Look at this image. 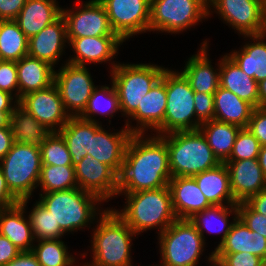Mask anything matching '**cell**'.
I'll return each instance as SVG.
<instances>
[{
	"label": "cell",
	"mask_w": 266,
	"mask_h": 266,
	"mask_svg": "<svg viewBox=\"0 0 266 266\" xmlns=\"http://www.w3.org/2000/svg\"><path fill=\"white\" fill-rule=\"evenodd\" d=\"M0 234L21 251H32L35 244L29 218L20 204L0 209Z\"/></svg>",
	"instance_id": "30"
},
{
	"label": "cell",
	"mask_w": 266,
	"mask_h": 266,
	"mask_svg": "<svg viewBox=\"0 0 266 266\" xmlns=\"http://www.w3.org/2000/svg\"><path fill=\"white\" fill-rule=\"evenodd\" d=\"M259 165L263 171V174L266 178V145L261 146L260 152L258 155Z\"/></svg>",
	"instance_id": "56"
},
{
	"label": "cell",
	"mask_w": 266,
	"mask_h": 266,
	"mask_svg": "<svg viewBox=\"0 0 266 266\" xmlns=\"http://www.w3.org/2000/svg\"><path fill=\"white\" fill-rule=\"evenodd\" d=\"M19 202L8 189L4 175L0 169V209L11 208L19 204Z\"/></svg>",
	"instance_id": "50"
},
{
	"label": "cell",
	"mask_w": 266,
	"mask_h": 266,
	"mask_svg": "<svg viewBox=\"0 0 266 266\" xmlns=\"http://www.w3.org/2000/svg\"><path fill=\"white\" fill-rule=\"evenodd\" d=\"M62 16L66 21L67 38L118 36L99 0H73L69 6H62Z\"/></svg>",
	"instance_id": "14"
},
{
	"label": "cell",
	"mask_w": 266,
	"mask_h": 266,
	"mask_svg": "<svg viewBox=\"0 0 266 266\" xmlns=\"http://www.w3.org/2000/svg\"><path fill=\"white\" fill-rule=\"evenodd\" d=\"M5 266H41L32 251H22L17 257Z\"/></svg>",
	"instance_id": "52"
},
{
	"label": "cell",
	"mask_w": 266,
	"mask_h": 266,
	"mask_svg": "<svg viewBox=\"0 0 266 266\" xmlns=\"http://www.w3.org/2000/svg\"><path fill=\"white\" fill-rule=\"evenodd\" d=\"M210 39H201L198 48L189 57L186 56L181 68H177L189 81L194 92L214 94L220 86V56L214 59L215 62L211 58Z\"/></svg>",
	"instance_id": "17"
},
{
	"label": "cell",
	"mask_w": 266,
	"mask_h": 266,
	"mask_svg": "<svg viewBox=\"0 0 266 266\" xmlns=\"http://www.w3.org/2000/svg\"><path fill=\"white\" fill-rule=\"evenodd\" d=\"M167 104L166 69L162 77L145 94L137 110L126 120L125 126L133 134L164 135V116Z\"/></svg>",
	"instance_id": "16"
},
{
	"label": "cell",
	"mask_w": 266,
	"mask_h": 266,
	"mask_svg": "<svg viewBox=\"0 0 266 266\" xmlns=\"http://www.w3.org/2000/svg\"><path fill=\"white\" fill-rule=\"evenodd\" d=\"M258 266H266V259H262Z\"/></svg>",
	"instance_id": "59"
},
{
	"label": "cell",
	"mask_w": 266,
	"mask_h": 266,
	"mask_svg": "<svg viewBox=\"0 0 266 266\" xmlns=\"http://www.w3.org/2000/svg\"><path fill=\"white\" fill-rule=\"evenodd\" d=\"M0 90L12 94L19 101L16 62L0 60Z\"/></svg>",
	"instance_id": "43"
},
{
	"label": "cell",
	"mask_w": 266,
	"mask_h": 266,
	"mask_svg": "<svg viewBox=\"0 0 266 266\" xmlns=\"http://www.w3.org/2000/svg\"><path fill=\"white\" fill-rule=\"evenodd\" d=\"M214 254L248 252L266 259V237L251 231L239 218L232 224L230 232L214 250Z\"/></svg>",
	"instance_id": "28"
},
{
	"label": "cell",
	"mask_w": 266,
	"mask_h": 266,
	"mask_svg": "<svg viewBox=\"0 0 266 266\" xmlns=\"http://www.w3.org/2000/svg\"><path fill=\"white\" fill-rule=\"evenodd\" d=\"M14 142L41 148L51 131L18 104L10 117Z\"/></svg>",
	"instance_id": "36"
},
{
	"label": "cell",
	"mask_w": 266,
	"mask_h": 266,
	"mask_svg": "<svg viewBox=\"0 0 266 266\" xmlns=\"http://www.w3.org/2000/svg\"><path fill=\"white\" fill-rule=\"evenodd\" d=\"M154 236L157 256L159 254L158 266H214L212 247L189 219H177ZM203 262L205 265H202Z\"/></svg>",
	"instance_id": "5"
},
{
	"label": "cell",
	"mask_w": 266,
	"mask_h": 266,
	"mask_svg": "<svg viewBox=\"0 0 266 266\" xmlns=\"http://www.w3.org/2000/svg\"><path fill=\"white\" fill-rule=\"evenodd\" d=\"M166 68L167 104L164 116V135L176 131L197 130L201 122L196 118L195 92L189 81L173 64Z\"/></svg>",
	"instance_id": "10"
},
{
	"label": "cell",
	"mask_w": 266,
	"mask_h": 266,
	"mask_svg": "<svg viewBox=\"0 0 266 266\" xmlns=\"http://www.w3.org/2000/svg\"><path fill=\"white\" fill-rule=\"evenodd\" d=\"M194 107L201 123L214 120V94L195 92Z\"/></svg>",
	"instance_id": "46"
},
{
	"label": "cell",
	"mask_w": 266,
	"mask_h": 266,
	"mask_svg": "<svg viewBox=\"0 0 266 266\" xmlns=\"http://www.w3.org/2000/svg\"><path fill=\"white\" fill-rule=\"evenodd\" d=\"M207 3L208 20L217 17L234 34L266 33V7L263 0H207Z\"/></svg>",
	"instance_id": "11"
},
{
	"label": "cell",
	"mask_w": 266,
	"mask_h": 266,
	"mask_svg": "<svg viewBox=\"0 0 266 266\" xmlns=\"http://www.w3.org/2000/svg\"><path fill=\"white\" fill-rule=\"evenodd\" d=\"M211 205H237L230 188V175L225 163L193 176Z\"/></svg>",
	"instance_id": "32"
},
{
	"label": "cell",
	"mask_w": 266,
	"mask_h": 266,
	"mask_svg": "<svg viewBox=\"0 0 266 266\" xmlns=\"http://www.w3.org/2000/svg\"><path fill=\"white\" fill-rule=\"evenodd\" d=\"M35 198L51 212L56 224L69 237L81 231L90 232L108 208L98 196L80 188L42 193Z\"/></svg>",
	"instance_id": "4"
},
{
	"label": "cell",
	"mask_w": 266,
	"mask_h": 266,
	"mask_svg": "<svg viewBox=\"0 0 266 266\" xmlns=\"http://www.w3.org/2000/svg\"><path fill=\"white\" fill-rule=\"evenodd\" d=\"M21 252L7 237L0 234V266H5Z\"/></svg>",
	"instance_id": "49"
},
{
	"label": "cell",
	"mask_w": 266,
	"mask_h": 266,
	"mask_svg": "<svg viewBox=\"0 0 266 266\" xmlns=\"http://www.w3.org/2000/svg\"><path fill=\"white\" fill-rule=\"evenodd\" d=\"M19 104L51 132H59L70 118L54 83L46 89L26 94Z\"/></svg>",
	"instance_id": "21"
},
{
	"label": "cell",
	"mask_w": 266,
	"mask_h": 266,
	"mask_svg": "<svg viewBox=\"0 0 266 266\" xmlns=\"http://www.w3.org/2000/svg\"><path fill=\"white\" fill-rule=\"evenodd\" d=\"M28 55V38L15 20L0 21V60L18 62Z\"/></svg>",
	"instance_id": "39"
},
{
	"label": "cell",
	"mask_w": 266,
	"mask_h": 266,
	"mask_svg": "<svg viewBox=\"0 0 266 266\" xmlns=\"http://www.w3.org/2000/svg\"><path fill=\"white\" fill-rule=\"evenodd\" d=\"M161 137L167 144L172 177H193L221 163L199 129L171 132Z\"/></svg>",
	"instance_id": "7"
},
{
	"label": "cell",
	"mask_w": 266,
	"mask_h": 266,
	"mask_svg": "<svg viewBox=\"0 0 266 266\" xmlns=\"http://www.w3.org/2000/svg\"><path fill=\"white\" fill-rule=\"evenodd\" d=\"M125 45L119 36L68 38L70 55L67 56V63L94 68L103 67L109 74L119 63L118 58L122 56L120 54Z\"/></svg>",
	"instance_id": "13"
},
{
	"label": "cell",
	"mask_w": 266,
	"mask_h": 266,
	"mask_svg": "<svg viewBox=\"0 0 266 266\" xmlns=\"http://www.w3.org/2000/svg\"><path fill=\"white\" fill-rule=\"evenodd\" d=\"M28 56L45 61L55 69L67 63V27L62 15L28 39Z\"/></svg>",
	"instance_id": "20"
},
{
	"label": "cell",
	"mask_w": 266,
	"mask_h": 266,
	"mask_svg": "<svg viewBox=\"0 0 266 266\" xmlns=\"http://www.w3.org/2000/svg\"><path fill=\"white\" fill-rule=\"evenodd\" d=\"M240 38V39H239ZM241 44L225 52L249 77L257 83L266 78V33L238 36Z\"/></svg>",
	"instance_id": "22"
},
{
	"label": "cell",
	"mask_w": 266,
	"mask_h": 266,
	"mask_svg": "<svg viewBox=\"0 0 266 266\" xmlns=\"http://www.w3.org/2000/svg\"><path fill=\"white\" fill-rule=\"evenodd\" d=\"M101 126L99 123L80 117H70L59 133L64 138L75 167L88 154L90 135Z\"/></svg>",
	"instance_id": "34"
},
{
	"label": "cell",
	"mask_w": 266,
	"mask_h": 266,
	"mask_svg": "<svg viewBox=\"0 0 266 266\" xmlns=\"http://www.w3.org/2000/svg\"><path fill=\"white\" fill-rule=\"evenodd\" d=\"M246 203L257 213L266 216V189L251 196Z\"/></svg>",
	"instance_id": "53"
},
{
	"label": "cell",
	"mask_w": 266,
	"mask_h": 266,
	"mask_svg": "<svg viewBox=\"0 0 266 266\" xmlns=\"http://www.w3.org/2000/svg\"><path fill=\"white\" fill-rule=\"evenodd\" d=\"M237 218V205H212L201 212L195 213L189 220L197 228L208 245V242H210L208 236H211L209 237L210 239L213 235V238L215 236L219 237L214 238L218 240L213 243L212 250H214L230 232L231 226Z\"/></svg>",
	"instance_id": "24"
},
{
	"label": "cell",
	"mask_w": 266,
	"mask_h": 266,
	"mask_svg": "<svg viewBox=\"0 0 266 266\" xmlns=\"http://www.w3.org/2000/svg\"><path fill=\"white\" fill-rule=\"evenodd\" d=\"M260 148L261 145L254 135L247 128H241L236 137L232 152L226 161L258 159Z\"/></svg>",
	"instance_id": "42"
},
{
	"label": "cell",
	"mask_w": 266,
	"mask_h": 266,
	"mask_svg": "<svg viewBox=\"0 0 266 266\" xmlns=\"http://www.w3.org/2000/svg\"><path fill=\"white\" fill-rule=\"evenodd\" d=\"M247 129L261 146L266 145V107L254 108Z\"/></svg>",
	"instance_id": "47"
},
{
	"label": "cell",
	"mask_w": 266,
	"mask_h": 266,
	"mask_svg": "<svg viewBox=\"0 0 266 266\" xmlns=\"http://www.w3.org/2000/svg\"><path fill=\"white\" fill-rule=\"evenodd\" d=\"M88 237L87 249L81 250V266H130L137 262L133 255L139 236L111 206L97 218Z\"/></svg>",
	"instance_id": "2"
},
{
	"label": "cell",
	"mask_w": 266,
	"mask_h": 266,
	"mask_svg": "<svg viewBox=\"0 0 266 266\" xmlns=\"http://www.w3.org/2000/svg\"><path fill=\"white\" fill-rule=\"evenodd\" d=\"M241 127L217 120L201 123L199 130L217 159L224 163L230 156Z\"/></svg>",
	"instance_id": "37"
},
{
	"label": "cell",
	"mask_w": 266,
	"mask_h": 266,
	"mask_svg": "<svg viewBox=\"0 0 266 266\" xmlns=\"http://www.w3.org/2000/svg\"><path fill=\"white\" fill-rule=\"evenodd\" d=\"M78 188L73 166H41L37 194Z\"/></svg>",
	"instance_id": "40"
},
{
	"label": "cell",
	"mask_w": 266,
	"mask_h": 266,
	"mask_svg": "<svg viewBox=\"0 0 266 266\" xmlns=\"http://www.w3.org/2000/svg\"><path fill=\"white\" fill-rule=\"evenodd\" d=\"M41 166L39 148L15 142L10 151L0 160V169L7 187L19 201L35 198Z\"/></svg>",
	"instance_id": "9"
},
{
	"label": "cell",
	"mask_w": 266,
	"mask_h": 266,
	"mask_svg": "<svg viewBox=\"0 0 266 266\" xmlns=\"http://www.w3.org/2000/svg\"><path fill=\"white\" fill-rule=\"evenodd\" d=\"M107 75L118 94L120 111L123 117V124L137 110L139 102L143 99L154 84L162 77L167 68L163 63L147 61L129 62L121 61ZM121 61V62H120Z\"/></svg>",
	"instance_id": "6"
},
{
	"label": "cell",
	"mask_w": 266,
	"mask_h": 266,
	"mask_svg": "<svg viewBox=\"0 0 266 266\" xmlns=\"http://www.w3.org/2000/svg\"><path fill=\"white\" fill-rule=\"evenodd\" d=\"M78 188L98 196L108 206L117 200L118 175L106 164L87 154L75 166Z\"/></svg>",
	"instance_id": "19"
},
{
	"label": "cell",
	"mask_w": 266,
	"mask_h": 266,
	"mask_svg": "<svg viewBox=\"0 0 266 266\" xmlns=\"http://www.w3.org/2000/svg\"><path fill=\"white\" fill-rule=\"evenodd\" d=\"M19 101L8 92L0 90V111H14Z\"/></svg>",
	"instance_id": "54"
},
{
	"label": "cell",
	"mask_w": 266,
	"mask_h": 266,
	"mask_svg": "<svg viewBox=\"0 0 266 266\" xmlns=\"http://www.w3.org/2000/svg\"><path fill=\"white\" fill-rule=\"evenodd\" d=\"M171 178L166 141L156 134H133L118 176V193L159 189Z\"/></svg>",
	"instance_id": "1"
},
{
	"label": "cell",
	"mask_w": 266,
	"mask_h": 266,
	"mask_svg": "<svg viewBox=\"0 0 266 266\" xmlns=\"http://www.w3.org/2000/svg\"><path fill=\"white\" fill-rule=\"evenodd\" d=\"M108 81L106 80L104 83L103 81L99 80L100 83L93 90L86 108L79 116L80 118L93 121L101 125L116 124L117 126L118 123H121L118 122L121 118H123L120 111L118 94L111 80L109 79ZM116 116L119 119H115ZM112 120L118 121L117 123L112 124Z\"/></svg>",
	"instance_id": "26"
},
{
	"label": "cell",
	"mask_w": 266,
	"mask_h": 266,
	"mask_svg": "<svg viewBox=\"0 0 266 266\" xmlns=\"http://www.w3.org/2000/svg\"><path fill=\"white\" fill-rule=\"evenodd\" d=\"M13 111H0V128L10 127V117Z\"/></svg>",
	"instance_id": "57"
},
{
	"label": "cell",
	"mask_w": 266,
	"mask_h": 266,
	"mask_svg": "<svg viewBox=\"0 0 266 266\" xmlns=\"http://www.w3.org/2000/svg\"><path fill=\"white\" fill-rule=\"evenodd\" d=\"M42 166H72V157L59 132H51L40 148Z\"/></svg>",
	"instance_id": "41"
},
{
	"label": "cell",
	"mask_w": 266,
	"mask_h": 266,
	"mask_svg": "<svg viewBox=\"0 0 266 266\" xmlns=\"http://www.w3.org/2000/svg\"><path fill=\"white\" fill-rule=\"evenodd\" d=\"M62 239L37 240L32 252L41 266H81V251ZM68 241V242H67ZM74 250V251H73Z\"/></svg>",
	"instance_id": "35"
},
{
	"label": "cell",
	"mask_w": 266,
	"mask_h": 266,
	"mask_svg": "<svg viewBox=\"0 0 266 266\" xmlns=\"http://www.w3.org/2000/svg\"><path fill=\"white\" fill-rule=\"evenodd\" d=\"M259 107H266V78L258 83Z\"/></svg>",
	"instance_id": "55"
},
{
	"label": "cell",
	"mask_w": 266,
	"mask_h": 266,
	"mask_svg": "<svg viewBox=\"0 0 266 266\" xmlns=\"http://www.w3.org/2000/svg\"><path fill=\"white\" fill-rule=\"evenodd\" d=\"M119 197L122 198L123 205L111 207L139 237L149 231H154V234L158 235L178 219L173 210L169 186L117 193V198Z\"/></svg>",
	"instance_id": "3"
},
{
	"label": "cell",
	"mask_w": 266,
	"mask_h": 266,
	"mask_svg": "<svg viewBox=\"0 0 266 266\" xmlns=\"http://www.w3.org/2000/svg\"><path fill=\"white\" fill-rule=\"evenodd\" d=\"M99 1L107 12L113 31L127 45L139 35H149L150 0Z\"/></svg>",
	"instance_id": "15"
},
{
	"label": "cell",
	"mask_w": 266,
	"mask_h": 266,
	"mask_svg": "<svg viewBox=\"0 0 266 266\" xmlns=\"http://www.w3.org/2000/svg\"><path fill=\"white\" fill-rule=\"evenodd\" d=\"M230 175V188L234 199L246 202L251 196L266 189V178L258 159L225 161Z\"/></svg>",
	"instance_id": "23"
},
{
	"label": "cell",
	"mask_w": 266,
	"mask_h": 266,
	"mask_svg": "<svg viewBox=\"0 0 266 266\" xmlns=\"http://www.w3.org/2000/svg\"><path fill=\"white\" fill-rule=\"evenodd\" d=\"M138 263H139V265H138ZM135 262L134 264H132V265H130V266H158L157 265V263L154 261V262H151V263H153V265L152 264H148V265H145V264H142V262ZM155 263V264H154Z\"/></svg>",
	"instance_id": "58"
},
{
	"label": "cell",
	"mask_w": 266,
	"mask_h": 266,
	"mask_svg": "<svg viewBox=\"0 0 266 266\" xmlns=\"http://www.w3.org/2000/svg\"><path fill=\"white\" fill-rule=\"evenodd\" d=\"M93 69L70 63H64L55 69L54 84L58 87L64 108L70 117H79L83 113L93 90L98 86L99 82H96V75L93 74L96 69Z\"/></svg>",
	"instance_id": "12"
},
{
	"label": "cell",
	"mask_w": 266,
	"mask_h": 266,
	"mask_svg": "<svg viewBox=\"0 0 266 266\" xmlns=\"http://www.w3.org/2000/svg\"><path fill=\"white\" fill-rule=\"evenodd\" d=\"M19 101L28 93L50 87L54 83L55 68L49 63L25 56L16 62Z\"/></svg>",
	"instance_id": "31"
},
{
	"label": "cell",
	"mask_w": 266,
	"mask_h": 266,
	"mask_svg": "<svg viewBox=\"0 0 266 266\" xmlns=\"http://www.w3.org/2000/svg\"><path fill=\"white\" fill-rule=\"evenodd\" d=\"M14 144L11 127L0 128V160L10 151Z\"/></svg>",
	"instance_id": "51"
},
{
	"label": "cell",
	"mask_w": 266,
	"mask_h": 266,
	"mask_svg": "<svg viewBox=\"0 0 266 266\" xmlns=\"http://www.w3.org/2000/svg\"><path fill=\"white\" fill-rule=\"evenodd\" d=\"M26 0H0V21L15 20Z\"/></svg>",
	"instance_id": "48"
},
{
	"label": "cell",
	"mask_w": 266,
	"mask_h": 266,
	"mask_svg": "<svg viewBox=\"0 0 266 266\" xmlns=\"http://www.w3.org/2000/svg\"><path fill=\"white\" fill-rule=\"evenodd\" d=\"M238 218L251 230L266 237V216L254 211L246 202L237 204Z\"/></svg>",
	"instance_id": "44"
},
{
	"label": "cell",
	"mask_w": 266,
	"mask_h": 266,
	"mask_svg": "<svg viewBox=\"0 0 266 266\" xmlns=\"http://www.w3.org/2000/svg\"><path fill=\"white\" fill-rule=\"evenodd\" d=\"M61 0H26L15 22L29 39L62 15Z\"/></svg>",
	"instance_id": "27"
},
{
	"label": "cell",
	"mask_w": 266,
	"mask_h": 266,
	"mask_svg": "<svg viewBox=\"0 0 266 266\" xmlns=\"http://www.w3.org/2000/svg\"><path fill=\"white\" fill-rule=\"evenodd\" d=\"M173 210L178 219H189L212 205L193 177H172L169 181Z\"/></svg>",
	"instance_id": "25"
},
{
	"label": "cell",
	"mask_w": 266,
	"mask_h": 266,
	"mask_svg": "<svg viewBox=\"0 0 266 266\" xmlns=\"http://www.w3.org/2000/svg\"><path fill=\"white\" fill-rule=\"evenodd\" d=\"M254 106L222 87L214 93V120L247 128Z\"/></svg>",
	"instance_id": "33"
},
{
	"label": "cell",
	"mask_w": 266,
	"mask_h": 266,
	"mask_svg": "<svg viewBox=\"0 0 266 266\" xmlns=\"http://www.w3.org/2000/svg\"><path fill=\"white\" fill-rule=\"evenodd\" d=\"M117 127L101 125L95 131V135H90L88 154L108 165L119 176L125 150L133 133L124 124Z\"/></svg>",
	"instance_id": "18"
},
{
	"label": "cell",
	"mask_w": 266,
	"mask_h": 266,
	"mask_svg": "<svg viewBox=\"0 0 266 266\" xmlns=\"http://www.w3.org/2000/svg\"><path fill=\"white\" fill-rule=\"evenodd\" d=\"M262 258L248 252L214 254V266H258Z\"/></svg>",
	"instance_id": "45"
},
{
	"label": "cell",
	"mask_w": 266,
	"mask_h": 266,
	"mask_svg": "<svg viewBox=\"0 0 266 266\" xmlns=\"http://www.w3.org/2000/svg\"><path fill=\"white\" fill-rule=\"evenodd\" d=\"M220 87L259 107L258 83L224 52L220 55Z\"/></svg>",
	"instance_id": "29"
},
{
	"label": "cell",
	"mask_w": 266,
	"mask_h": 266,
	"mask_svg": "<svg viewBox=\"0 0 266 266\" xmlns=\"http://www.w3.org/2000/svg\"><path fill=\"white\" fill-rule=\"evenodd\" d=\"M19 204L25 209L29 218L35 241L68 238L61 230L59 224H56L51 212H49L36 198L23 199Z\"/></svg>",
	"instance_id": "38"
},
{
	"label": "cell",
	"mask_w": 266,
	"mask_h": 266,
	"mask_svg": "<svg viewBox=\"0 0 266 266\" xmlns=\"http://www.w3.org/2000/svg\"><path fill=\"white\" fill-rule=\"evenodd\" d=\"M207 21V0H150L149 35L179 37Z\"/></svg>",
	"instance_id": "8"
}]
</instances>
